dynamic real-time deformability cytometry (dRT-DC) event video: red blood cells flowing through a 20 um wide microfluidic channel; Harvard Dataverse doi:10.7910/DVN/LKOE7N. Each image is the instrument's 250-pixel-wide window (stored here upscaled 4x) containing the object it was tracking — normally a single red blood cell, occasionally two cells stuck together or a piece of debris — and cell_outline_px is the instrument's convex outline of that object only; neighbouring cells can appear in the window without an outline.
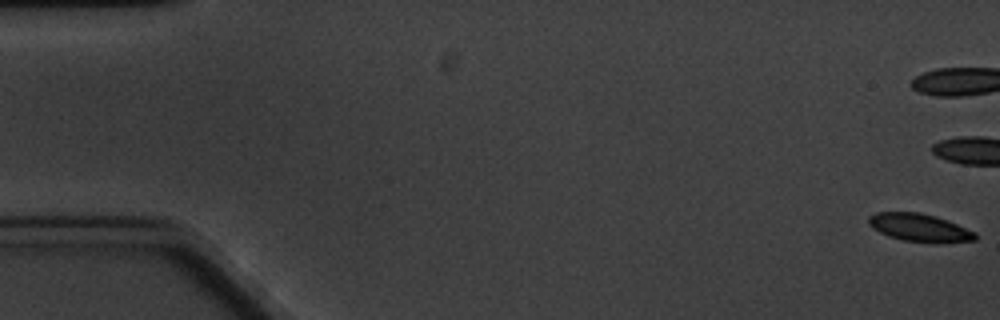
{"species": "common noctule bat (a hibernating species)", "species_latin": "Nyctalus noctula", "temperature_condition": "cold", "stored_images_in_passage": 13, "camera_frame_rate_fps": 3000, "um_per_image_px": 0.085, "animal": {"sex": "male", "body_mass_g": 20.1, "forearm_length_mm": 53.5}, "frame": {"image": 1, "passage_image": 1, "time_ms": 0.0, "image_size_px": [1000, 320], "cell_outline_px": [[976, 240], [936, 244], [904, 240], [888, 236], [872, 228], [868, 224], [868, 216], [876, 212], [920, 212], [936, 216], [948, 220], [976, 232]], "centroid_in_image_um": [78.17, 19.35], "position_along_channel_um": 6.8, "area_um2": 17.63}}